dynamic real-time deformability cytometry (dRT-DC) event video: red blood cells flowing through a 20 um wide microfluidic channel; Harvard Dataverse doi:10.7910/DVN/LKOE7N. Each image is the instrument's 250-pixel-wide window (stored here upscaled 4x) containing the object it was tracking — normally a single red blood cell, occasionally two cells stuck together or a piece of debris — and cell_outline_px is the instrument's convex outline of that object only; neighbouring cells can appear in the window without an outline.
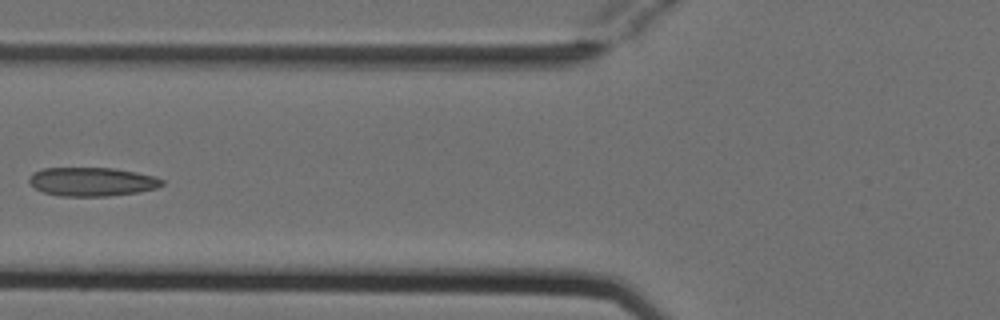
{"species": "Egyptian fruit bat (a non-hibernating species)", "species_latin": "Rousettus aegyptiacus", "temperature_condition": "cold", "stored_images_in_passage": 5, "camera_frame_rate_fps": 3000, "um_per_image_px": 0.085, "animal": {"sex": "female"}, "frame": {"image": 1, "passage_image": 5, "time_ms": 1.333, "image_size_px": [1000, 320], "cell_outline_px": [[164, 184], [156, 188], [140, 192], [108, 196], [60, 196], [44, 192], [36, 188], [28, 180], [36, 172], [44, 168], [112, 168], [136, 172], [156, 176], [164, 180]], "centroid_in_image_um": [7.89, 15.45], "position_along_channel_um": 117.9, "area_um2": 22.14}}